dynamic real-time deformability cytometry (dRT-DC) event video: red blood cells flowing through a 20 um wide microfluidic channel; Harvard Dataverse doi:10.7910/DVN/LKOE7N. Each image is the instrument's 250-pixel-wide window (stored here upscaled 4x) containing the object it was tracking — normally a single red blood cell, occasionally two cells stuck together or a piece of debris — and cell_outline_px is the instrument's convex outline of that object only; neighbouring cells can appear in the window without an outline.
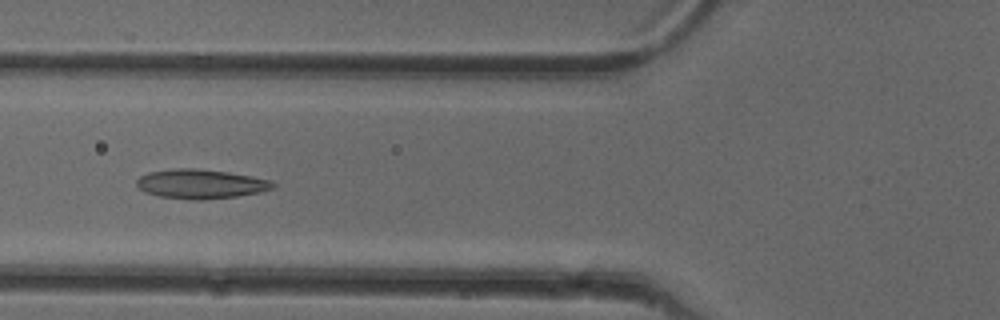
{"species": "common noctule bat (a hibernating species)", "species_latin": "Nyctalus noctula", "temperature_condition": "cold", "stored_images_in_passage": 40, "camera_frame_rate_fps": 3000, "um_per_image_px": 0.085, "animal": {"sex": "female"}, "frame": {"image": 1, "passage_image": 8, "time_ms": 2.333, "image_size_px": [1000, 320], "cell_outline_px": [[276, 188], [260, 192], [236, 196], [204, 200], [192, 200], [160, 196], [144, 192], [136, 184], [136, 180], [140, 176], [148, 172], [176, 168], [196, 168], [228, 172], [272, 180], [276, 184]], "centroid_in_image_um": [17.08, 15.63], "position_along_channel_um": 108.7, "area_um2": 23.41}}
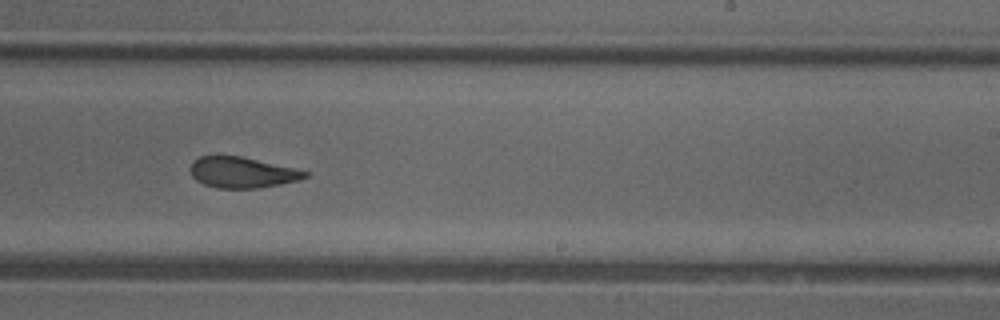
{"frame": {"image": 2, "passage_image": 20, "time_ms": 6.333, "image_size_px": [1000, 320], "cell_outline_px": [[308, 176], [300, 180], [280, 184], [256, 188], [216, 188], [204, 184], [196, 180], [192, 176], [192, 160], [200, 156], [216, 152], [240, 156], [292, 168], [308, 172]], "centroid_in_image_um": [20.5, 14.62], "position_along_channel_um": 268.5, "area_um2": 20.81}}
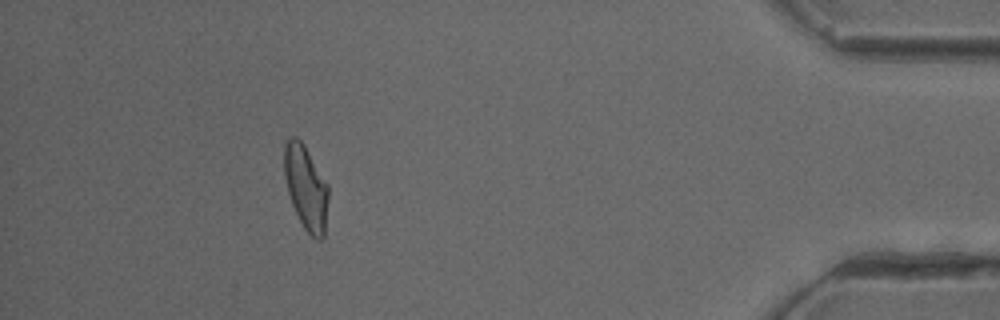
{"frame": {"image": 3, "passage_image": 35, "time_ms": 11.333, "image_size_px": [1000, 320], "cell_outline_px": [[328, 200], [324, 240], [316, 240], [304, 228], [292, 204], [288, 192], [284, 176], [284, 144], [288, 136], [296, 136], [304, 144], [328, 184]], "centroid_in_image_um": [26.01, 15.92], "position_along_channel_um": 409.2, "area_um2": 21.85}, "authors_computed_cell_mechanics": {"area_um2": 21.6172, "velocity_mm_per_s": 3.9953, "shape_relaxation_time_tau1_ms": 7.296, "shape_relaxation_time_tau2_ms": 2.2686, "deformation_change_tau1": 0.1798, "deformation_change_tau2": 0.0906}}